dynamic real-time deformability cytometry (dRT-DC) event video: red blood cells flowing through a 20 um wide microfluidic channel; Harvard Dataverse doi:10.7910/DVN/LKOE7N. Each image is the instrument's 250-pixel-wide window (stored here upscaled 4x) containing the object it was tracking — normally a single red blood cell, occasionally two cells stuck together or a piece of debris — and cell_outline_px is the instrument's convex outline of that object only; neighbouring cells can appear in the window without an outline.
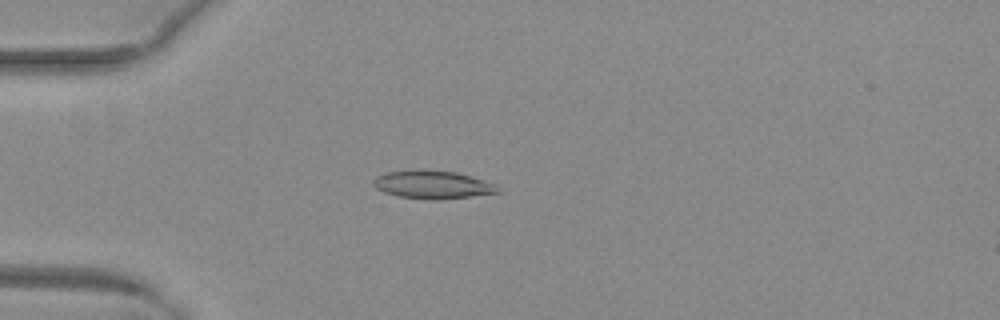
{"species": "common noctule bat (a hibernating species)", "species_latin": "Nyctalus noctula", "temperature_condition": "warm", "stored_images_in_passage": 51, "camera_frame_rate_fps": 3000, "um_per_image_px": 0.085, "animal": {"sex": "female", "body_mass_g": 29.2, "forearm_length_mm": 56.3}, "frame": {"image": 1, "passage_image": 14, "time_ms": 4.333, "image_size_px": [1000, 320], "cell_outline_px": [[500, 192], [440, 200], [432, 200], [400, 196], [384, 192], [376, 188], [372, 184], [372, 180], [376, 176], [384, 172], [420, 168], [424, 168], [456, 172], [496, 184]], "centroid_in_image_um": [36.71, 15.67], "position_along_channel_um": 48.3, "area_um2": 20.63}}
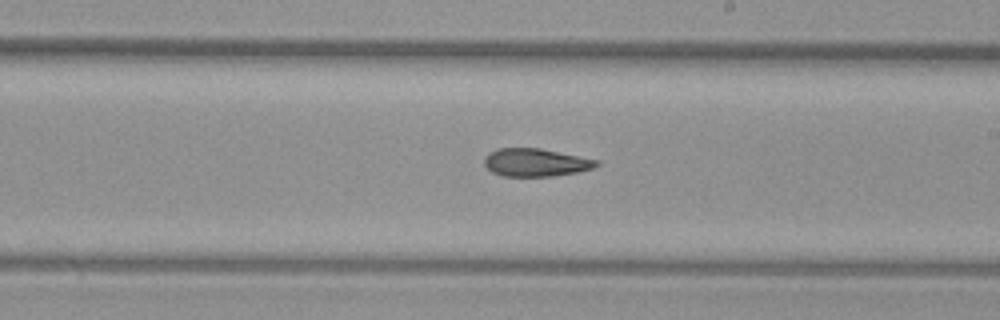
{"frame": {"image": 2, "passage_image": 30, "time_ms": 9.667, "image_size_px": [1000, 320], "cell_outline_px": [[600, 164], [592, 168], [576, 172], [552, 176], [500, 176], [492, 172], [484, 164], [484, 156], [488, 152], [496, 148], [540, 148], [600, 160]], "centroid_in_image_um": [45.5, 13.8], "position_along_channel_um": 243.5, "area_um2": 18.38}}
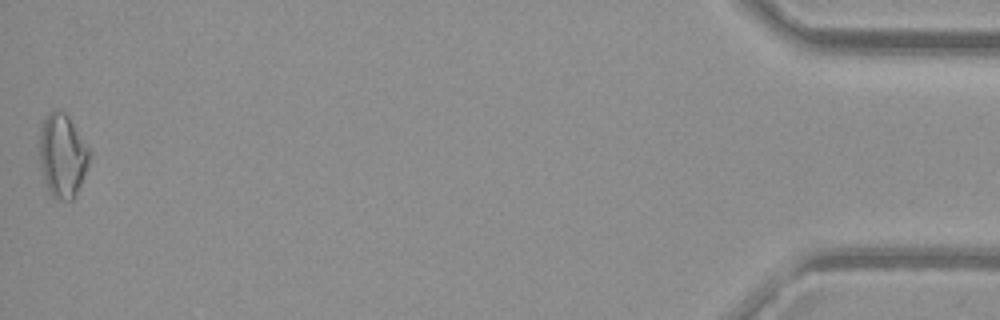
{"frame": {"image": 3, "passage_image": 51, "time_ms": 16.667, "image_size_px": [1000, 320], "cell_outline_px": [[88, 164], [80, 184], [72, 200], [56, 200], [48, 192], [44, 184], [40, 160], [40, 132], [44, 120], [52, 112], [64, 112], [68, 116], [88, 148]], "centroid_in_image_um": [5.28, 13.29], "position_along_channel_um": 429.9, "area_um2": 23.58}, "authors_computed_cell_mechanics": {"area_um2": 19.5364, "velocity_mm_per_s": 4.0269, "shape_relaxation_time_tau1_ms": null, "shape_relaxation_time_tau2_ms": 5.3178, "deformation_change_tau1": null, "deformation_change_tau2": 0.137}}